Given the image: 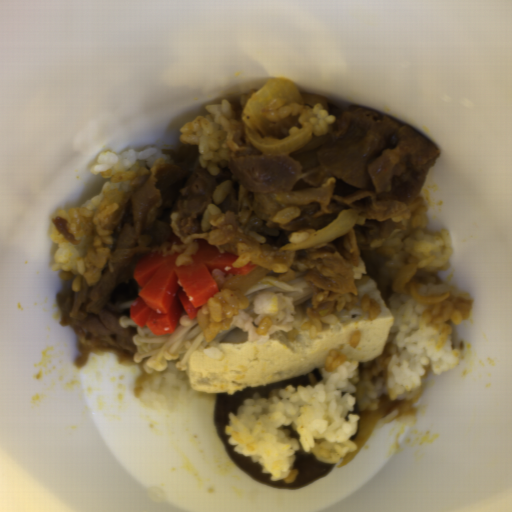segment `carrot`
Instances as JSON below:
<instances>
[{
    "label": "carrot",
    "mask_w": 512,
    "mask_h": 512,
    "mask_svg": "<svg viewBox=\"0 0 512 512\" xmlns=\"http://www.w3.org/2000/svg\"><path fill=\"white\" fill-rule=\"evenodd\" d=\"M180 254L147 251L135 262L134 279L141 290L129 309L130 319L141 328L147 326L151 334L176 331L182 308L189 320H195L221 291L214 270L246 277L258 264L251 260L245 266H235L239 255L221 253L211 244L199 245L190 263L177 266Z\"/></svg>",
    "instance_id": "1"
}]
</instances>
